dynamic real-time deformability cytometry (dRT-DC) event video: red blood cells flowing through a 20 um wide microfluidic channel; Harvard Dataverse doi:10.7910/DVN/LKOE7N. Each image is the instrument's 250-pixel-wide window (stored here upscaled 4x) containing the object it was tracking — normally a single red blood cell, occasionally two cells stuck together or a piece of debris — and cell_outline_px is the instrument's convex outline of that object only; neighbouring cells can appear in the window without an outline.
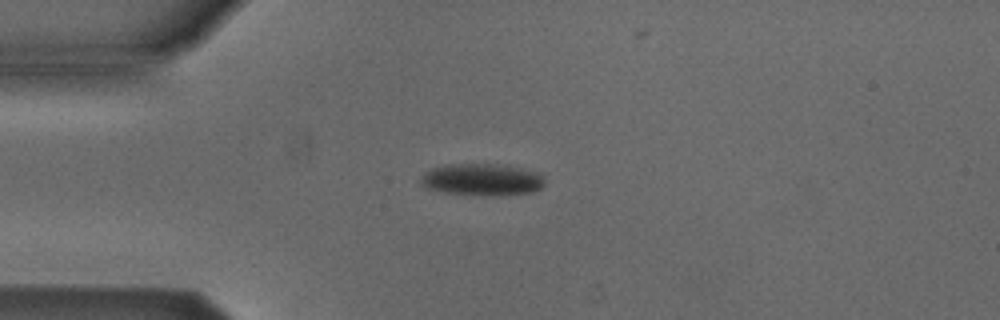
{"species": "Egyptian fruit bat (a non-hibernating species)", "species_latin": "Rousettus aegyptiacus", "temperature_condition": "cold", "stored_images_in_passage": 41, "camera_frame_rate_fps": 3000, "um_per_image_px": 0.085, "animal": {"sex": "male"}, "frame": {"image": 1, "passage_image": 1, "time_ms": 0.0, "image_size_px": [1000, 320], "cell_outline_px": [[544, 184], [540, 188], [532, 192], [504, 196], [492, 196], [444, 192], [424, 188], [420, 184], [420, 180], [424, 172], [432, 168], [444, 164], [500, 164], [520, 168], [536, 172], [544, 176]], "centroid_in_image_um": [40.95, 15.27], "position_along_channel_um": 44.0, "area_um2": 23.35}}
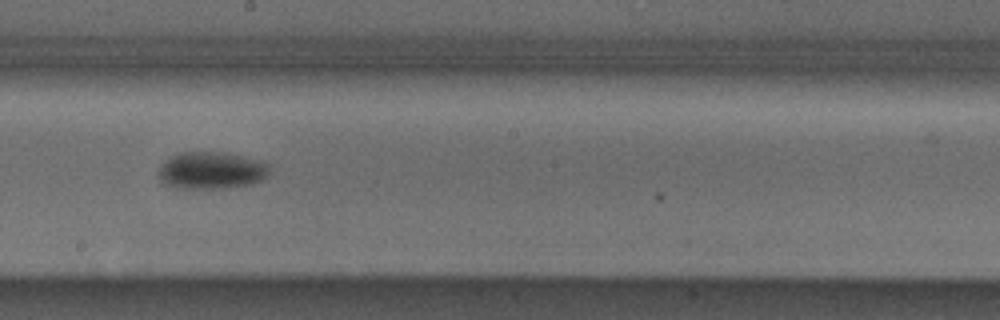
{"frame": {"image": 2, "passage_image": 17, "time_ms": 5.333, "image_size_px": [1000, 320], "cell_outline_px": [[268, 172], [260, 180], [252, 184], [228, 188], [176, 188], [160, 180], [156, 176], [160, 164], [168, 156], [180, 152], [228, 152], [264, 160], [268, 164]], "centroid_in_image_um": [17.93, 14.46], "position_along_channel_um": 230.3, "area_um2": 24.51}}
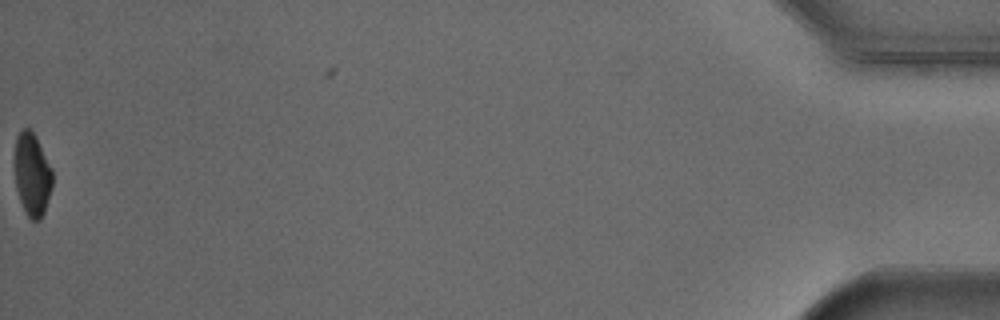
{"frame": {"image": 3, "passage_image": 41, "time_ms": 13.333, "image_size_px": [1000, 320], "cell_outline_px": [[52, 188], [44, 212], [40, 220], [32, 220], [24, 212], [16, 188], [12, 156], [16, 136], [24, 128], [28, 128], [36, 136], [52, 168]], "centroid_in_image_um": [2.7, 14.81], "position_along_channel_um": 432.5, "area_um2": 18.79}, "authors_computed_cell_mechanics": {"area_um2": 23.3512, "velocity_mm_per_s": 3.8683, "shape_relaxation_time_tau1_ms": 3.2346, "shape_relaxation_time_tau2_ms": null, "deformation_change_tau1": 0.0912, "deformation_change_tau2": null}}